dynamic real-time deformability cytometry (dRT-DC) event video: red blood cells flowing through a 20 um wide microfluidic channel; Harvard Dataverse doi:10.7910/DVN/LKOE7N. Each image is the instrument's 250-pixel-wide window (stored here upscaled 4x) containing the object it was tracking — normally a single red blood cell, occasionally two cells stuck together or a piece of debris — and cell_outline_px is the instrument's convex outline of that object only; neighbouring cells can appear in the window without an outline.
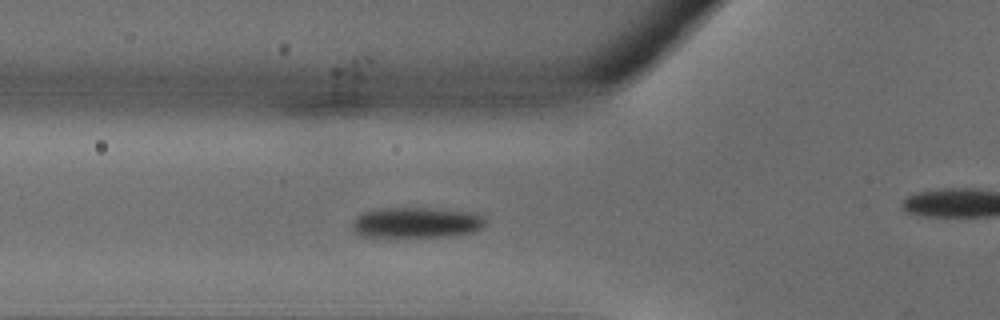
{"species": "common noctule bat (a hibernating species)", "species_latin": "Nyctalus noctula", "temperature_condition": "warm", "stored_images_in_passage": 34, "camera_frame_rate_fps": 3000, "um_per_image_px": 0.085, "animal": {"sex": "male", "body_mass_g": 18.8}, "frame": {"image": 1, "passage_image": 10, "time_ms": 3.0, "image_size_px": [1000, 320], "cell_outline_px": [[484, 224], [480, 228], [472, 232], [456, 236], [360, 236], [352, 228], [352, 220], [356, 216], [364, 212], [376, 208], [428, 208], [476, 212], [484, 216]], "centroid_in_image_um": [35.39, 18.9], "position_along_channel_um": 90.4, "area_um2": 23.76}}
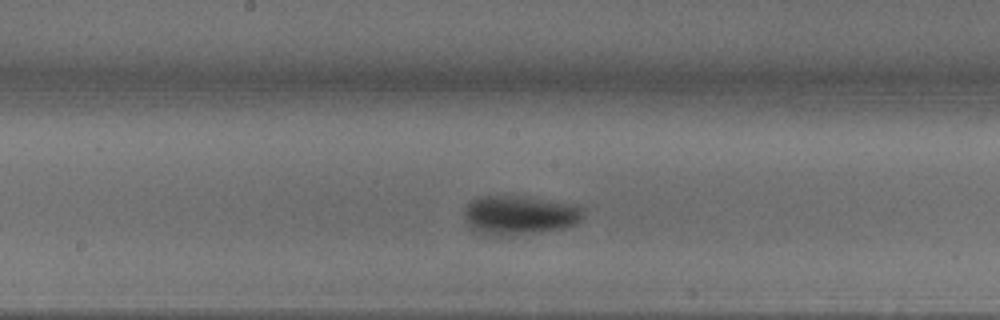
{"frame": {"image": 2, "passage_image": 16, "time_ms": 5.0, "image_size_px": [1000, 320], "cell_outline_px": [[584, 216], [576, 224], [564, 228], [504, 236], [488, 236], [468, 224], [464, 216], [464, 208], [472, 200], [480, 196], [528, 196], [580, 204], [584, 208]], "centroid_in_image_um": [44.23, 18.26], "position_along_channel_um": 204.0, "area_um2": 27.46}}
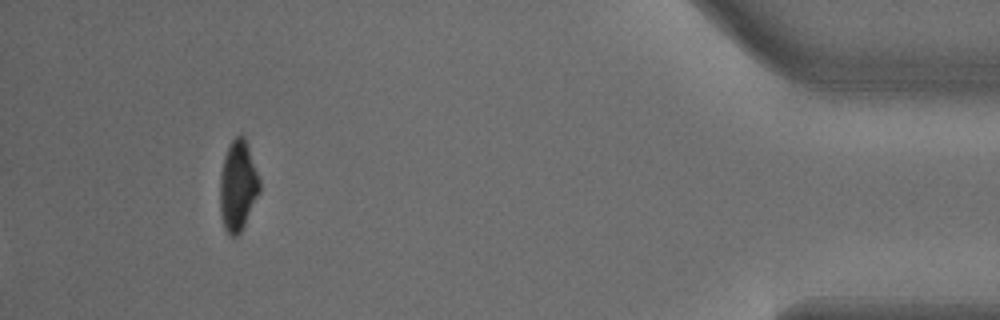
{"frame": {"image": 3, "passage_image": 34, "time_ms": 11.0, "image_size_px": [1000, 320], "cell_outline_px": [[260, 192], [240, 232], [236, 236], [228, 236], [224, 228], [220, 212], [220, 176], [224, 156], [228, 144], [236, 136], [244, 136], [260, 180]], "centroid_in_image_um": [20.2, 15.8], "position_along_channel_um": 415.0, "area_um2": 20.75}}